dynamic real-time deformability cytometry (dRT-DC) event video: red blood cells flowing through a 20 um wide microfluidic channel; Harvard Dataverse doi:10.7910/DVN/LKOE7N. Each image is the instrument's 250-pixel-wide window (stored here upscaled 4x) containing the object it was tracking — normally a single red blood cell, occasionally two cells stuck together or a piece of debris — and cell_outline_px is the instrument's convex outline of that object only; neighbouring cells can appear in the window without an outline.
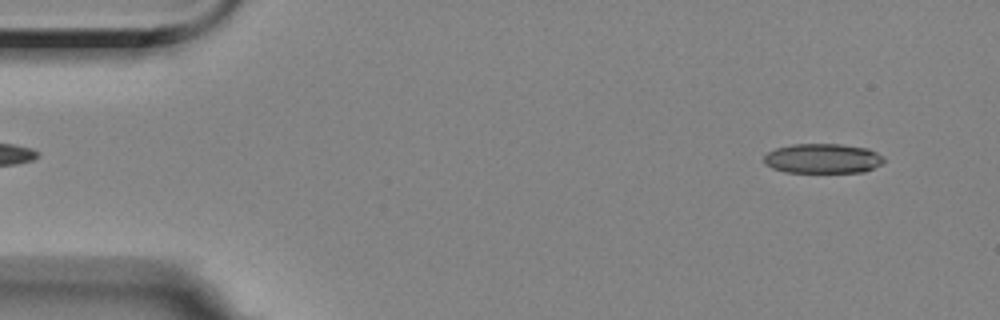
{"species": "Egyptian fruit bat (a non-hibernating species)", "species_latin": "Rousettus aegyptiacus", "temperature_condition": "room temperature", "stored_images_in_passage": 56, "camera_frame_rate_fps": 3000, "um_per_image_px": 0.085, "animal": {"sex": "female"}, "frame": {"image": 1, "passage_image": 4, "time_ms": 1.0, "image_size_px": [1000, 320], "cell_outline_px": [[884, 160], [880, 164], [864, 172], [784, 172], [772, 168], [764, 164], [764, 156], [768, 152], [776, 148], [792, 144], [840, 144], [868, 148], [884, 156]], "centroid_in_image_um": [69.91, 13.47], "position_along_channel_um": 15.1, "area_um2": 20.81}}
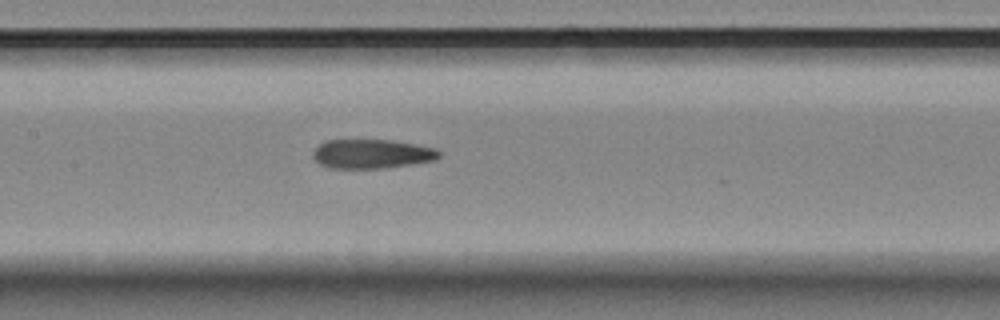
{"frame": {"image": 2, "passage_image": 26, "time_ms": 8.333, "image_size_px": [1000, 320], "cell_outline_px": [[440, 156], [436, 160], [412, 164], [384, 168], [328, 168], [320, 164], [312, 156], [312, 152], [320, 144], [328, 140], [392, 140], [416, 144], [436, 148], [440, 152]], "centroid_in_image_um": [31.62, 13.08], "position_along_channel_um": 175.8, "area_um2": 21.5}}
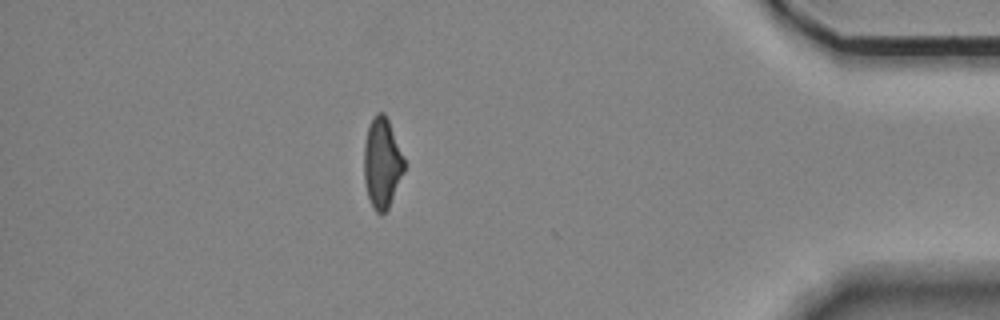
{"frame": {"image": 3, "passage_image": 49, "time_ms": 16.0, "image_size_px": [1000, 320], "cell_outline_px": [[404, 172], [388, 208], [380, 216], [372, 208], [368, 196], [364, 180], [364, 144], [368, 128], [372, 116], [376, 112], [384, 112], [388, 120], [404, 160]], "centroid_in_image_um": [32.45, 13.87], "position_along_channel_um": 402.8, "area_um2": 20.98}, "authors_computed_cell_mechanics": {"area_um2": 21.9351, "velocity_mm_per_s": 3.5148, "shape_relaxation_time_tau1_ms": null, "shape_relaxation_time_tau2_ms": 3.4846, "deformation_change_tau1": null, "deformation_change_tau2": 0.1192}}